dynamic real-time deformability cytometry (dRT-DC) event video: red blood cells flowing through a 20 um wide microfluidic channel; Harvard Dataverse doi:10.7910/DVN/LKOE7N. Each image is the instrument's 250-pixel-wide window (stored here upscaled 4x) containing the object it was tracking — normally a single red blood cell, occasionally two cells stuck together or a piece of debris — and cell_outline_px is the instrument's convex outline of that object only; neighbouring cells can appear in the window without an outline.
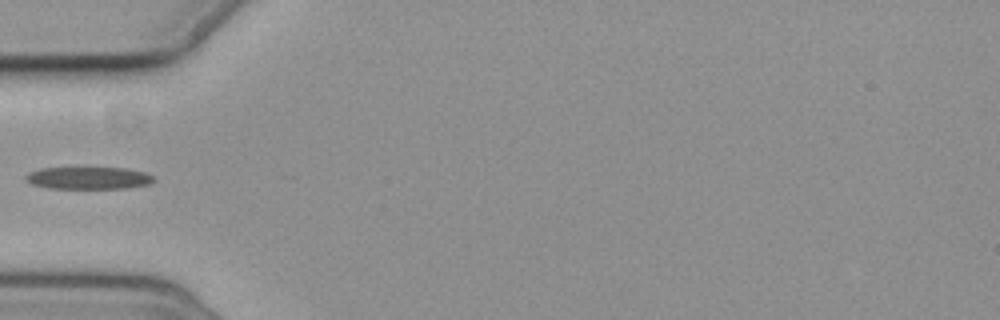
{"species": "common noctule bat (a hibernating species)", "species_latin": "Nyctalus noctula", "temperature_condition": "cold", "stored_images_in_passage": 1, "camera_frame_rate_fps": 3000, "um_per_image_px": 0.085, "animal": {"sex": "female", "body_mass_g": 19.3, "forearm_length_mm": 54.1}, "frame": {"image": 1, "passage_image": 1, "time_ms": 0.0, "image_size_px": [1000, 320], "cell_outline_px": [[156, 180], [152, 184], [128, 188], [48, 188], [32, 184], [24, 180], [24, 176], [28, 172], [40, 168], [76, 164], [84, 164], [124, 168], [148, 172], [156, 176]], "centroid_in_image_um": [7.53, 15.06], "position_along_channel_um": 77.5, "area_um2": 18.26}}